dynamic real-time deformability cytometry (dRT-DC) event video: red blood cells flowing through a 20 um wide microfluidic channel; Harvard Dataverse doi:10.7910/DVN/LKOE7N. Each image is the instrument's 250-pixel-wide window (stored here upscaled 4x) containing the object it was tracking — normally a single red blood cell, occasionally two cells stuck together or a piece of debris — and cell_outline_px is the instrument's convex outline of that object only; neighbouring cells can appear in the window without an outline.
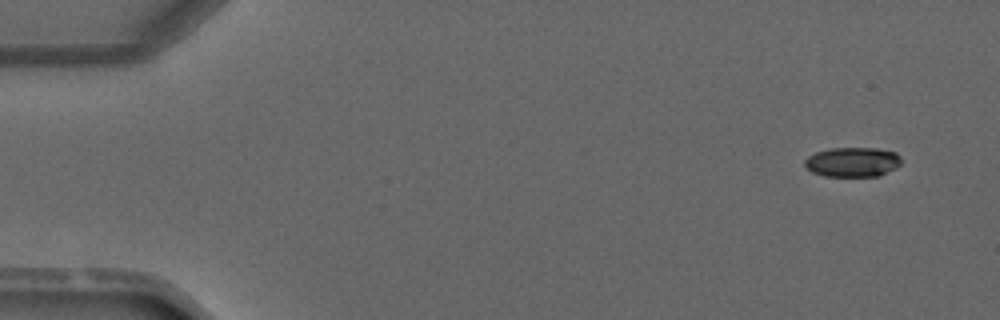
{"species": "common noctule bat (a hibernating species)", "species_latin": "Nyctalus noctula", "temperature_condition": "warm", "stored_images_in_passage": 5, "camera_frame_rate_fps": 3000, "um_per_image_px": 0.085, "animal": {"sex": "male", "forearm_length_mm": 52.5}, "frame": {"image": 1, "passage_image": 1, "time_ms": 0.0, "image_size_px": [1000, 320], "cell_outline_px": [[900, 164], [896, 168], [880, 176], [824, 176], [812, 172], [804, 164], [804, 160], [808, 156], [816, 152], [828, 148], [876, 148], [896, 152], [900, 156]], "centroid_in_image_um": [72.47, 13.77], "position_along_channel_um": 12.5, "area_um2": 16.76}}
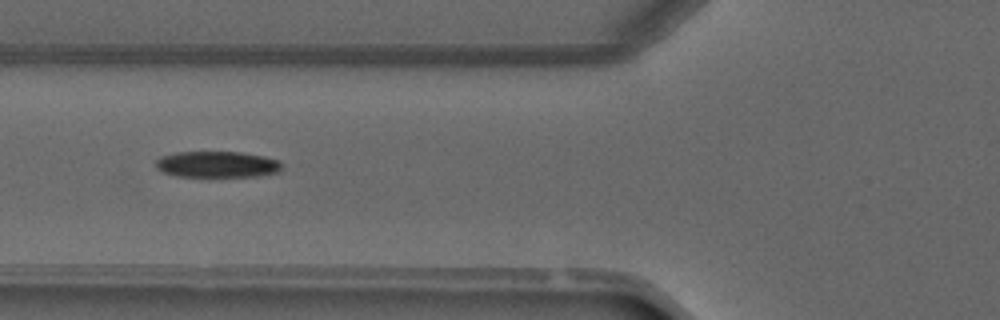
{"frame": {"image": 2, "passage_image": 5, "time_ms": 4.667, "image_size_px": [1000, 320], "cell_outline_px": [[280, 172], [260, 176], [208, 180], [176, 176], [164, 172], [156, 168], [156, 160], [160, 156], [176, 152], [240, 152], [264, 156], [280, 160]], "centroid_in_image_um": [18.45, 14.03], "position_along_channel_um": 107.4, "area_um2": 20.46}}